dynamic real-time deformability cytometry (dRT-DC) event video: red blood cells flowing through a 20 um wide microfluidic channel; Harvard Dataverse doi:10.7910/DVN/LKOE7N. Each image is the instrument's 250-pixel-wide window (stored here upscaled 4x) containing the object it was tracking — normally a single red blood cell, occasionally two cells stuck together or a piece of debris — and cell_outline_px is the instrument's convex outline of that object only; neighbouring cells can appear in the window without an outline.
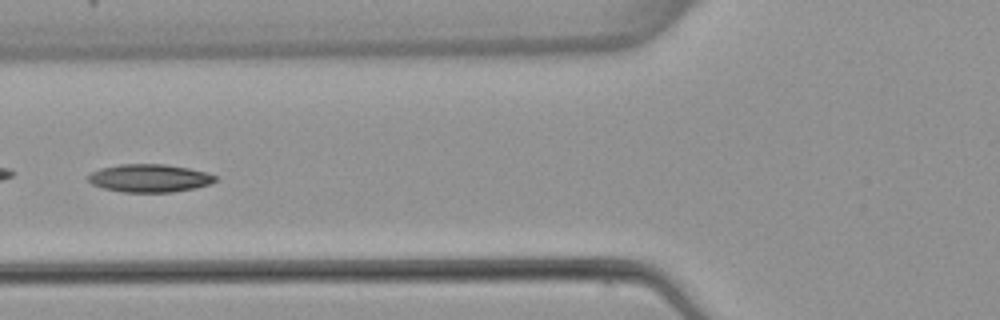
{"species": "common noctule bat (a hibernating species)", "species_latin": "Nyctalus noctula", "temperature_condition": "warm", "stored_images_in_passage": 6, "camera_frame_rate_fps": 3000, "um_per_image_px": 0.085, "animal": {"sex": "female", "body_mass_g": 22.7, "forearm_length_mm": 54.2}, "frame": {"image": 1, "passage_image": 6, "time_ms": 6.0, "image_size_px": [1000, 320], "cell_outline_px": [[216, 180], [212, 184], [196, 188], [172, 192], [124, 192], [104, 188], [92, 184], [88, 180], [88, 176], [92, 172], [100, 168], [120, 164], [164, 164], [188, 168], [204, 172], [216, 176]], "centroid_in_image_um": [12.72, 15.14], "position_along_channel_um": 113.1, "area_um2": 20.63}}